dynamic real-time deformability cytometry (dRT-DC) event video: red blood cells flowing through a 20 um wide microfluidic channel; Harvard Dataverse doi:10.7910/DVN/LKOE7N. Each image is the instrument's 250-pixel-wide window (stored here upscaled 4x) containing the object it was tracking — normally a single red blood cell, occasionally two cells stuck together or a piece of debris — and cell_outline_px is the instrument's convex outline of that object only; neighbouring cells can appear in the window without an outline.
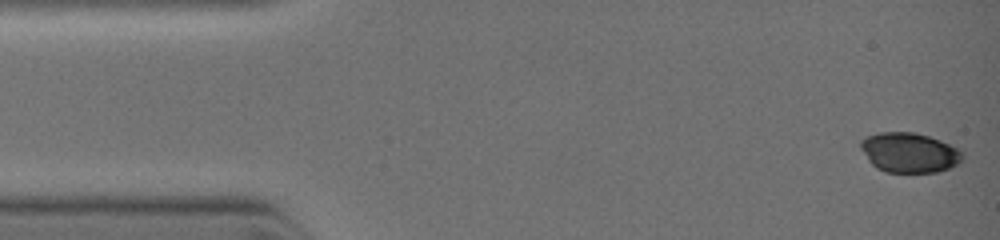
{"species": "common noctule bat (a hibernating species)", "species_latin": "Nyctalus noctula", "temperature_condition": "warm", "stored_images_in_passage": 2, "camera_frame_rate_fps": 3000, "um_per_image_px": 0.085, "animal": {"sex": "female", "body_mass_g": 19.0, "forearm_length_mm": 51.5}, "frame": {"image": 1, "passage_image": 1, "time_ms": 0.0, "image_size_px": [1000, 240], "cell_outline_px": [[964, 156], [956, 164], [948, 168], [936, 172], [884, 172], [876, 168], [868, 160], [860, 148], [860, 140], [864, 136], [880, 132], [916, 132], [940, 140], [964, 152]], "centroid_in_image_um": [77.24, 12.96], "position_along_channel_um": 7.8, "area_um2": 23.7}}